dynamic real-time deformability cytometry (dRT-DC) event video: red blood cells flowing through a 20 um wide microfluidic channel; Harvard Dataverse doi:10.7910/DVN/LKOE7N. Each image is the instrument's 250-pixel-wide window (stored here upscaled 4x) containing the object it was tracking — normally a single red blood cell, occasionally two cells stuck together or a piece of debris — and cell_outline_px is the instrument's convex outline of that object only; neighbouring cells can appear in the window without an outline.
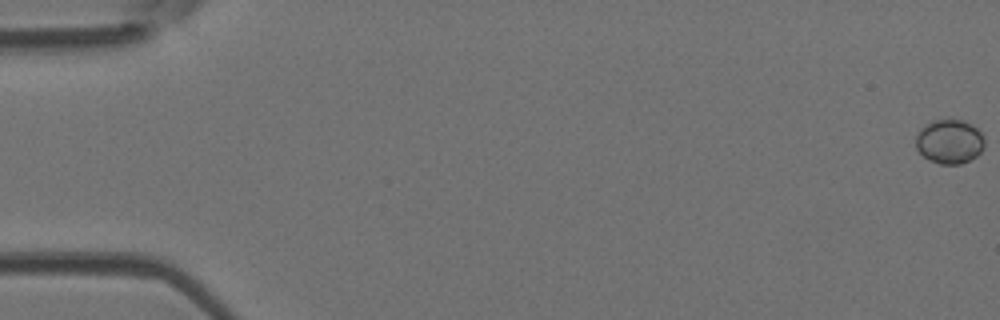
{"species": "Egyptian fruit bat (a non-hibernating species)", "species_latin": "Rousettus aegyptiacus", "temperature_condition": "room temperature", "stored_images_in_passage": 53, "camera_frame_rate_fps": 3000, "um_per_image_px": 0.085, "animal": {"sex": "female"}, "frame": {"image": 1, "passage_image": 1, "time_ms": 0.0, "image_size_px": [1000, 320], "cell_outline_px": [[984, 144], [980, 152], [976, 156], [960, 164], [940, 164], [928, 160], [916, 148], [916, 136], [920, 128], [924, 124], [932, 120], [964, 120], [972, 124], [984, 136]], "centroid_in_image_um": [80.69, 12.02], "position_along_channel_um": 4.3, "area_um2": 17.74}}
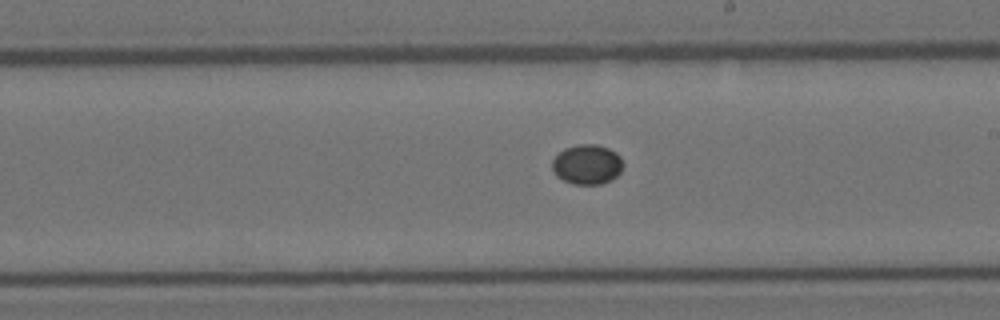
{"frame": {"image": 2, "passage_image": 31, "time_ms": 10.0, "image_size_px": [1000, 320], "cell_outline_px": [[624, 164], [620, 172], [612, 180], [600, 184], [572, 184], [556, 176], [552, 168], [552, 160], [564, 148], [576, 144], [596, 144], [608, 148], [616, 152], [620, 156]], "centroid_in_image_um": [49.91, 13.97], "position_along_channel_um": 239.1, "area_um2": 16.59}}
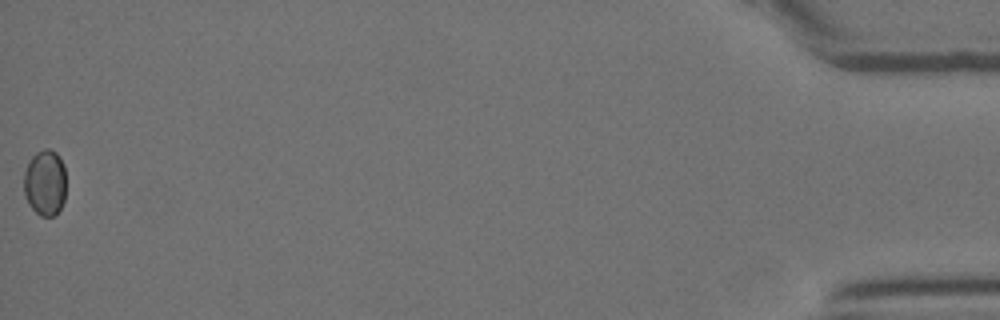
{"frame": {"image": 3, "passage_image": 53, "time_ms": 17.333, "image_size_px": [1000, 320], "cell_outline_px": [[64, 200], [60, 208], [52, 216], [40, 216], [28, 204], [24, 192], [24, 172], [28, 160], [36, 152], [44, 148], [48, 148], [56, 152], [64, 164]], "centroid_in_image_um": [3.8, 15.5], "position_along_channel_um": 431.4, "area_um2": 16.24}}